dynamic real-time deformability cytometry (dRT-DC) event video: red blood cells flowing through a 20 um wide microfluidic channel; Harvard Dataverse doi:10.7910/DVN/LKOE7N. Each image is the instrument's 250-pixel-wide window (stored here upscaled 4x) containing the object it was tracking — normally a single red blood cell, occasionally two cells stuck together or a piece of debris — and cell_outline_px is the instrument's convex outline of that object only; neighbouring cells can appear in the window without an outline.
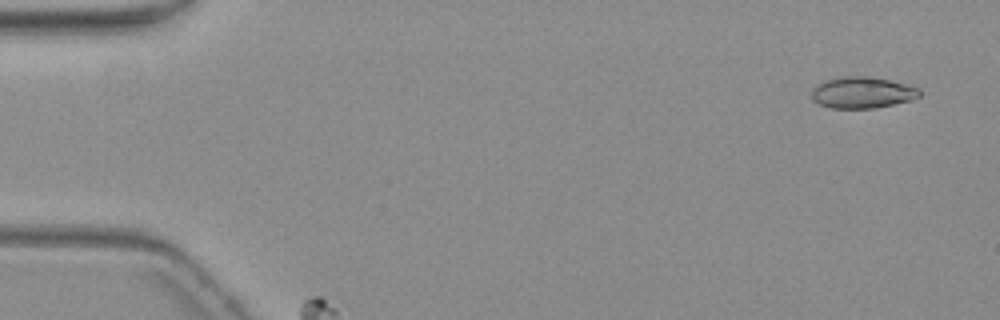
{"species": "common noctule bat (a hibernating species)", "species_latin": "Nyctalus noctula", "temperature_condition": "warm", "stored_images_in_passage": 6, "camera_frame_rate_fps": 3000, "um_per_image_px": 0.085, "animal": {"sex": "female", "body_mass_g": 19.3, "forearm_length_mm": 54.1}, "frame": {"image": 1, "passage_image": 1, "time_ms": 0.0, "image_size_px": [1000, 320], "cell_outline_px": [[920, 96], [912, 100], [876, 108], [832, 108], [820, 104], [812, 100], [812, 88], [816, 84], [824, 80], [844, 76], [868, 76], [888, 80], [920, 88]], "centroid_in_image_um": [73.27, 7.87], "position_along_channel_um": 11.7, "area_um2": 19.77}}
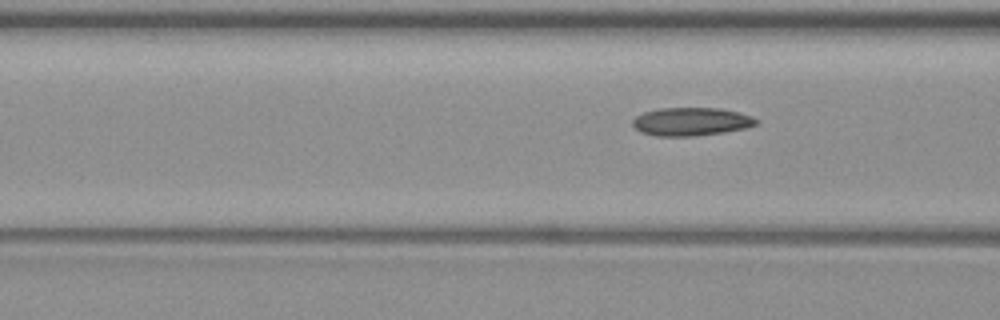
{"frame": {"image": 2, "passage_image": 6, "time_ms": 6.333, "image_size_px": [1000, 320], "cell_outline_px": [[760, 120], [756, 124], [744, 128], [724, 132], [696, 136], [656, 136], [640, 132], [632, 124], [632, 120], [636, 116], [644, 112], [660, 108], [720, 108], [740, 112], [752, 116]], "centroid_in_image_um": [58.75, 10.33], "position_along_channel_um": 107.8, "area_um2": 20.4}}